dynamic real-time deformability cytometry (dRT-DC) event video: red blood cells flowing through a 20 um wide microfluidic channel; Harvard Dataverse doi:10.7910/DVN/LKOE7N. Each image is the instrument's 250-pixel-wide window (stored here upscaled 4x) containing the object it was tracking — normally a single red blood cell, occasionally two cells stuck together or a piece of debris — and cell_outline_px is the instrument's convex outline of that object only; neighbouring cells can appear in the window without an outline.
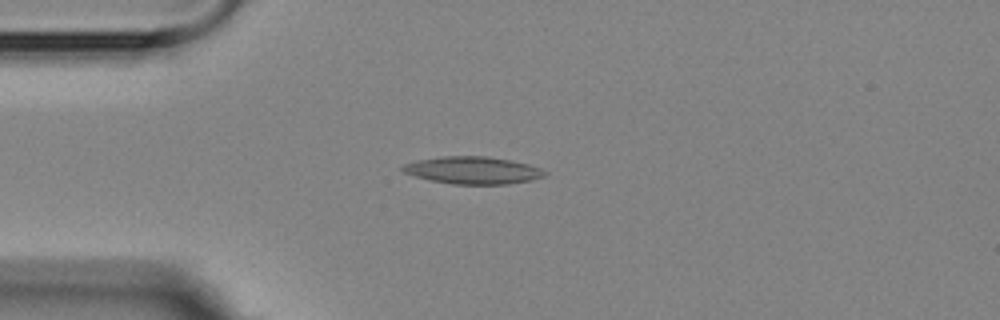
{"species": "Egyptian fruit bat (a non-hibernating species)", "species_latin": "Rousettus aegyptiacus", "temperature_condition": "room temperature", "stored_images_in_passage": 5, "camera_frame_rate_fps": 3000, "um_per_image_px": 0.085, "animal": {"sex": "female"}, "frame": {"image": 1, "passage_image": 3, "time_ms": 2.333, "image_size_px": [1000, 320], "cell_outline_px": [[548, 172], [544, 176], [532, 180], [508, 184], [452, 184], [432, 180], [416, 176], [404, 172], [400, 168], [404, 164], [416, 160], [444, 156], [488, 156], [528, 164], [540, 168]], "centroid_in_image_um": [40.2, 14.47], "position_along_channel_um": 44.8, "area_um2": 22.48}}
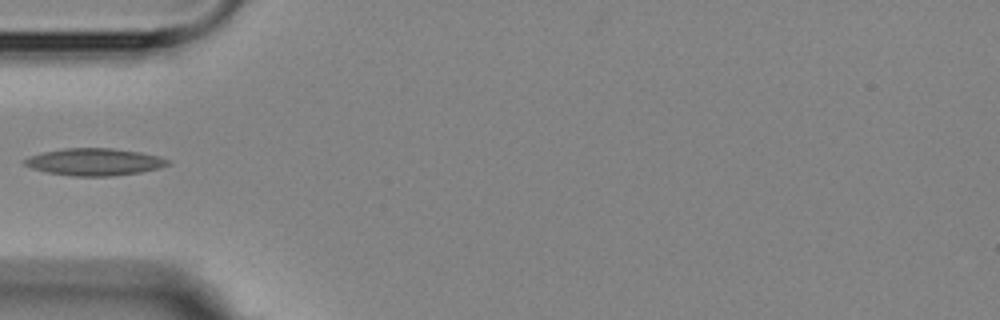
{"frame": {"image": 2, "passage_image": 4, "time_ms": 3.667, "image_size_px": [1000, 320], "cell_outline_px": [[172, 164], [160, 168], [140, 172], [112, 176], [72, 176], [48, 172], [32, 168], [24, 164], [20, 160], [28, 156], [44, 152], [64, 148], [112, 148], [140, 152], [160, 156], [172, 160]], "centroid_in_image_um": [8.06, 13.76], "position_along_channel_um": 76.9, "area_um2": 22.89}}
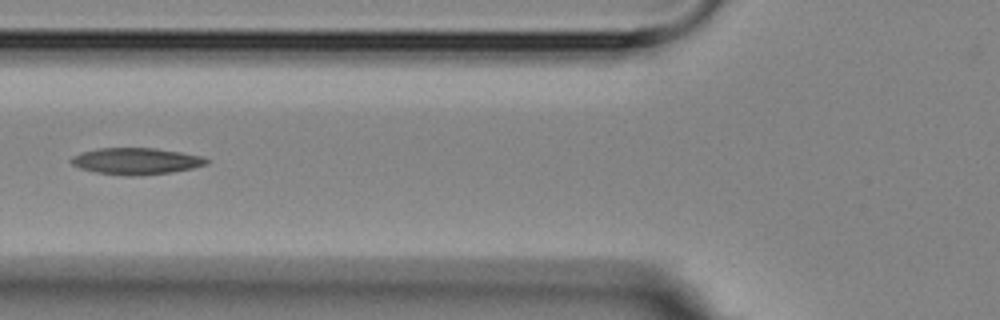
{"frame": {"image": 3, "passage_image": 5, "time_ms": 4.667, "image_size_px": [1000, 320], "cell_outline_px": [[208, 164], [192, 168], [172, 172], [132, 176], [128, 176], [96, 172], [80, 168], [72, 164], [68, 160], [72, 156], [80, 152], [96, 148], [152, 148], [180, 152], [200, 156], [208, 160]], "centroid_in_image_um": [11.51, 13.69], "position_along_channel_um": 114.3, "area_um2": 20.87}}